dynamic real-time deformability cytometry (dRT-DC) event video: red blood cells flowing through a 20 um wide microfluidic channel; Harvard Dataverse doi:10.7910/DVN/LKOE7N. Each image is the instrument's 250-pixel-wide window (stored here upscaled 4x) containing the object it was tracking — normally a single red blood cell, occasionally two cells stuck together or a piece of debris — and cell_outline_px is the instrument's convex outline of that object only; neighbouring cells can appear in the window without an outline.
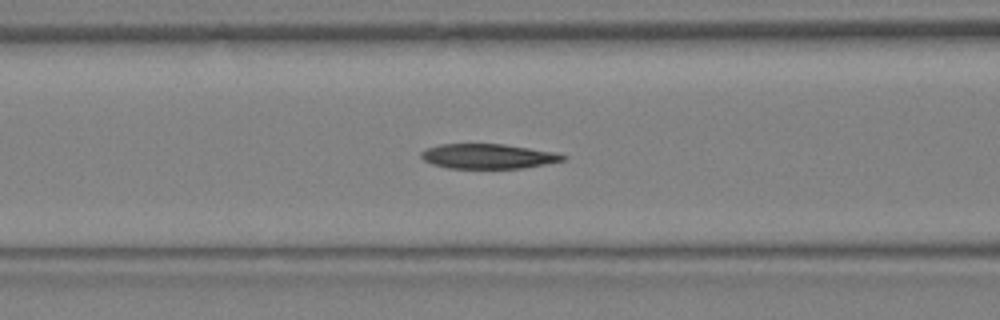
{"species": "Egyptian fruit bat (a non-hibernating species)", "species_latin": "Rousettus aegyptiacus", "temperature_condition": "warm", "stored_images_in_passage": 17, "camera_frame_rate_fps": 3000, "um_per_image_px": 0.085, "animal": {"sex": "female"}, "frame": {"image": 1, "passage_image": 12, "time_ms": 3.667, "image_size_px": [1000, 320], "cell_outline_px": [[568, 156], [564, 160], [524, 168], [448, 168], [432, 164], [424, 160], [420, 156], [420, 152], [428, 148], [440, 144], [504, 144], [556, 152]], "centroid_in_image_um": [41.49, 13.28], "position_along_channel_um": 125.1, "area_um2": 20.46}}